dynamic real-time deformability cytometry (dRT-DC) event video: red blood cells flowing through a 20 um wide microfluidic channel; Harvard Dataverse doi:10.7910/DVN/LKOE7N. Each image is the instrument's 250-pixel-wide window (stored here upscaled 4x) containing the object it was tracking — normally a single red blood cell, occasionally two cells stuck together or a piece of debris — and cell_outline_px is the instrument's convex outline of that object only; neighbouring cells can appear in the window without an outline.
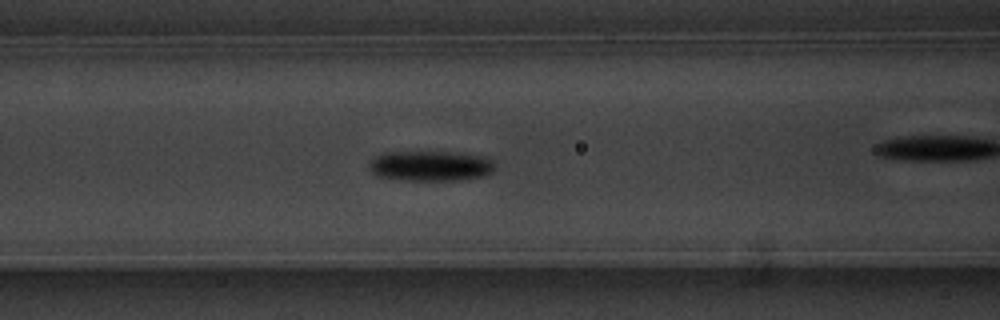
{"species": "common noctule bat (a hibernating species)", "species_latin": "Nyctalus noctula", "temperature_condition": "warm", "stored_images_in_passage": 18, "camera_frame_rate_fps": 3000, "um_per_image_px": 0.085, "animal": {"sex": "male", "body_mass_g": 20.1, "forearm_length_mm": 53.5}, "frame": {"image": 1, "passage_image": 10, "time_ms": 3.0, "image_size_px": [1000, 320], "cell_outline_px": [[496, 168], [492, 172], [480, 176], [452, 180], [408, 180], [380, 176], [372, 172], [368, 168], [368, 164], [376, 156], [384, 152], [448, 152], [484, 156], [492, 160]], "centroid_in_image_um": [36.58, 14.09], "position_along_channel_um": 130.0, "area_um2": 21.85}}
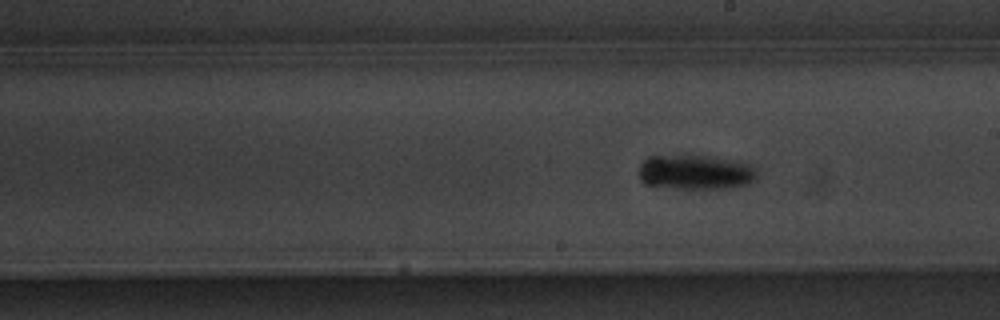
{"frame": {"image": 2, "passage_image": 18, "time_ms": 5.667, "image_size_px": [1000, 320], "cell_outline_px": [[756, 176], [752, 180], [744, 184], [720, 188], [680, 188], [648, 184], [640, 180], [640, 164], [648, 156], [708, 156], [736, 160], [752, 164], [756, 168]], "centroid_in_image_um": [59.12, 14.61], "position_along_channel_um": 229.9, "area_um2": 23.41}}